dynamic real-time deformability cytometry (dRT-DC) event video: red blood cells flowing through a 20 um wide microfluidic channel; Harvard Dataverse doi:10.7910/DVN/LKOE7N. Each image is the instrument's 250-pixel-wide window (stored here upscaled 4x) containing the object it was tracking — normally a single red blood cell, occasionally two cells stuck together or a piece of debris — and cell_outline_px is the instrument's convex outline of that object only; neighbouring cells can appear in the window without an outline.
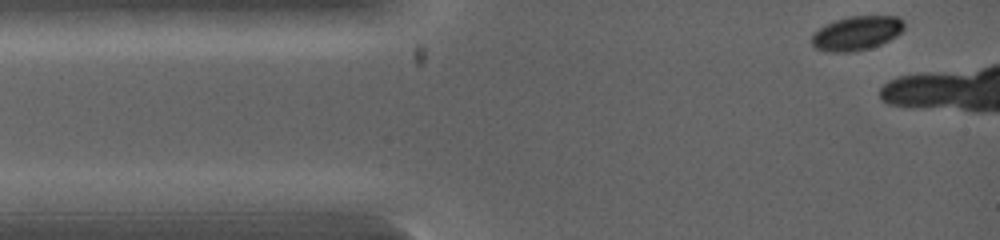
{"species": "common noctule bat (a hibernating species)", "species_latin": "Nyctalus noctula", "temperature_condition": "warm", "stored_images_in_passage": 5, "camera_frame_rate_fps": 5000, "um_per_image_px": 0.085, "animal": {"sex": "female", "body_mass_g": 19.0, "forearm_length_mm": 53.3}, "frame": {"image": 1, "passage_image": 1, "time_ms": 0.0, "image_size_px": [1000, 240], "cell_outline_px": [[904, 28], [896, 36], [880, 44], [868, 48], [852, 52], [828, 52], [816, 48], [812, 44], [812, 32], [836, 20], [848, 16], [896, 16], [904, 20]], "centroid_in_image_um": [72.81, 2.81], "position_along_channel_um": 12.2, "area_um2": 18.26}}